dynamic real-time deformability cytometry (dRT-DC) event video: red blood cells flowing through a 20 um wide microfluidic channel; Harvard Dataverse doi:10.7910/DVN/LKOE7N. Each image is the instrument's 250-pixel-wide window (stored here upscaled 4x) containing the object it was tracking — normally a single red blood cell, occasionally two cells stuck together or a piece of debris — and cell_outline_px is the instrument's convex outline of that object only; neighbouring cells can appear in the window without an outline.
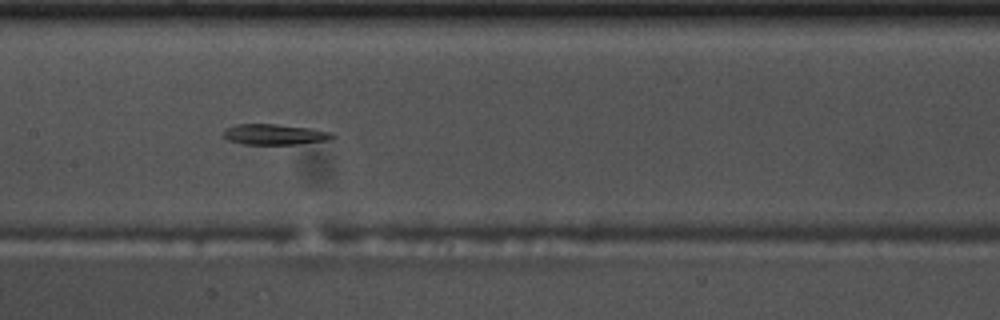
{"species": "common noctule bat (a hibernating species)", "species_latin": "Nyctalus noctula", "temperature_condition": "warm", "stored_images_in_passage": 42, "camera_frame_rate_fps": 3000, "um_per_image_px": 0.085, "animal": {"sex": "male", "body_mass_g": 17.5, "forearm_length_mm": 52.3}, "frame": {"image": 1, "passage_image": 13, "time_ms": 4.0, "image_size_px": [1000, 320], "cell_outline_px": [[336, 136], [328, 140], [296, 144], [244, 144], [228, 140], [224, 136], [224, 128], [236, 124], [276, 124], [312, 128], [332, 132]], "centroid_in_image_um": [23.35, 11.41], "position_along_channel_um": 184.1, "area_um2": 13.12}}
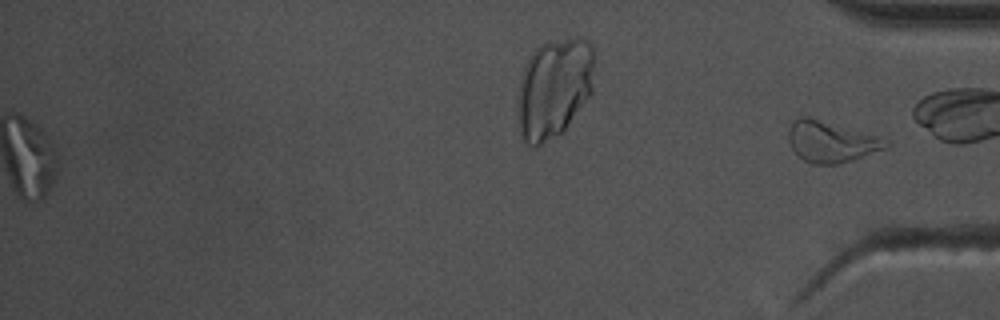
{"frame": {"image": 2, "passage_image": 42, "time_ms": 13.667, "image_size_px": [1000, 320], "cell_outline_px": [[892, 144], [888, 148], [852, 160], [836, 164], [812, 164], [804, 160], [792, 148], [788, 140], [788, 128], [800, 116], [808, 116], [880, 136]], "centroid_in_image_um": [70.67, 12.04], "position_along_channel_um": 364.5, "area_um2": 23.35}}